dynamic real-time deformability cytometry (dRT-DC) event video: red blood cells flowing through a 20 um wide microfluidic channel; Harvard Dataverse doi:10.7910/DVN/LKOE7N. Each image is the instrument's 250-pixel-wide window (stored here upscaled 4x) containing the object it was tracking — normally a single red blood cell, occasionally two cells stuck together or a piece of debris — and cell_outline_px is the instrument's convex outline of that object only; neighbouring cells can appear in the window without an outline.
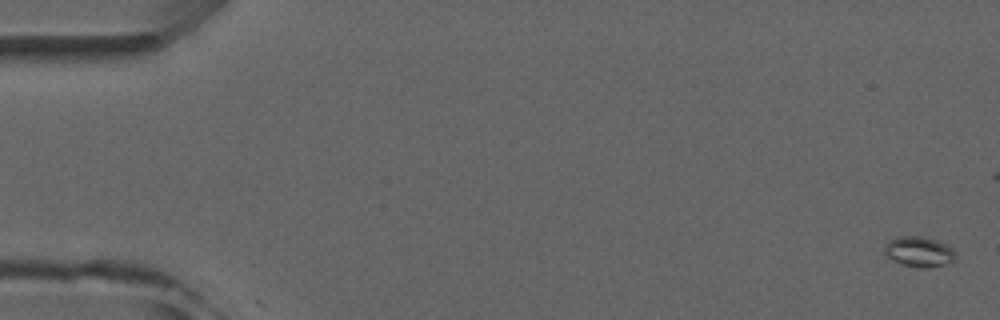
{"species": "common noctule bat (a hibernating species)", "species_latin": "Nyctalus noctula", "temperature_condition": "room temperature", "stored_images_in_passage": 6, "camera_frame_rate_fps": 3000, "um_per_image_px": 0.085, "animal": {"sex": "male", "forearm_length_mm": 52.5}, "frame": {"image": 1, "passage_image": 1, "time_ms": 0.0, "image_size_px": [1000, 320], "cell_outline_px": [[956, 260], [944, 264], [928, 268], [920, 268], [900, 264], [884, 256], [884, 244], [888, 240], [900, 236], [924, 236], [936, 240], [952, 248], [956, 252]], "centroid_in_image_um": [78.08, 21.4], "position_along_channel_um": 6.9, "area_um2": 12.83}}
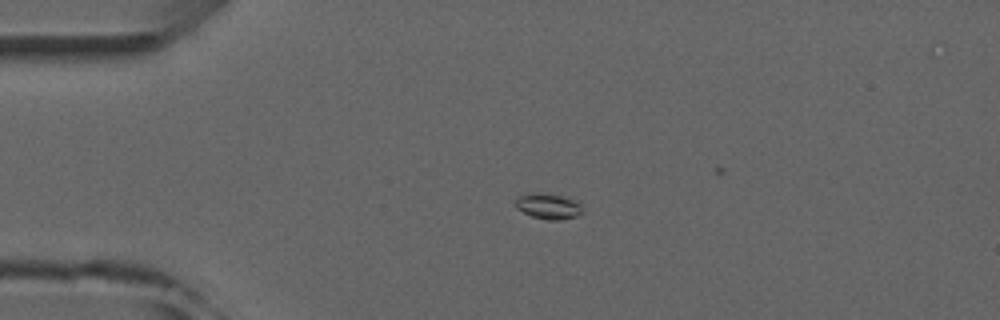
{"frame": {"image": 2, "passage_image": 4, "time_ms": 3.667, "image_size_px": [1000, 320], "cell_outline_px": [[584, 212], [576, 216], [560, 220], [548, 220], [532, 216], [516, 208], [516, 200], [520, 196], [528, 192], [540, 192], [568, 196], [576, 200], [580, 204]], "centroid_in_image_um": [46.64, 17.5], "position_along_channel_um": 38.4, "area_um2": 10.23}}